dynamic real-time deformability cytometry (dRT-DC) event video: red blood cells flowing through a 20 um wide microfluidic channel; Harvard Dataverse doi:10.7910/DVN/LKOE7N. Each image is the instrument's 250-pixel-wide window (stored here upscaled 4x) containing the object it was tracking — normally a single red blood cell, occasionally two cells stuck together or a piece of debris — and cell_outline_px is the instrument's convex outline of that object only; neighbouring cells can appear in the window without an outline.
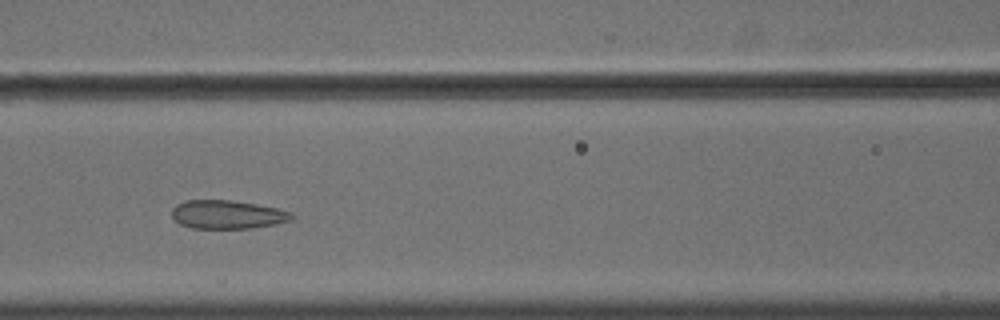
{"species": "common noctule bat (a hibernating species)", "species_latin": "Nyctalus noctula", "temperature_condition": "cold", "stored_images_in_passage": 50, "camera_frame_rate_fps": 3000, "um_per_image_px": 0.085, "animal": {"sex": "male", "body_mass_g": 18.8}, "frame": {"image": 1, "passage_image": 20, "time_ms": 6.333, "image_size_px": [1000, 320], "cell_outline_px": [[292, 220], [276, 224], [252, 228], [192, 228], [180, 224], [172, 216], [172, 208], [176, 204], [184, 200], [232, 200], [256, 204], [276, 208], [292, 212]], "centroid_in_image_um": [19.31, 18.23], "position_along_channel_um": 147.3, "area_um2": 19.94}}
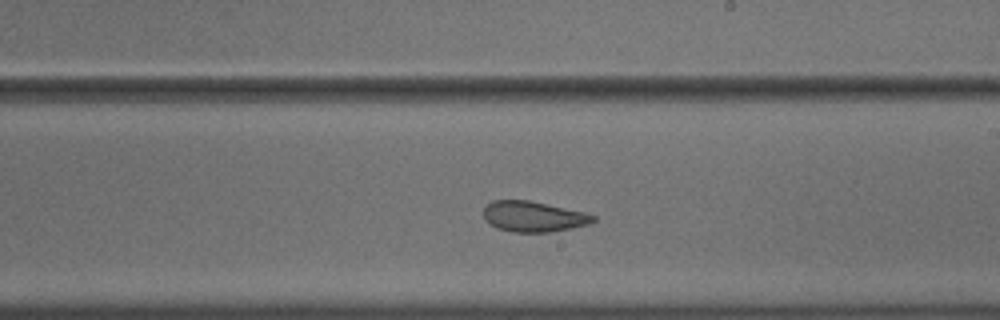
{"frame": {"image": 2, "passage_image": 28, "time_ms": 9.0, "image_size_px": [1000, 320], "cell_outline_px": [[596, 220], [588, 224], [552, 232], [512, 232], [496, 228], [484, 220], [484, 204], [492, 200], [528, 200], [584, 212], [596, 216]], "centroid_in_image_um": [45.29, 18.4], "position_along_channel_um": 243.7, "area_um2": 19.59}}
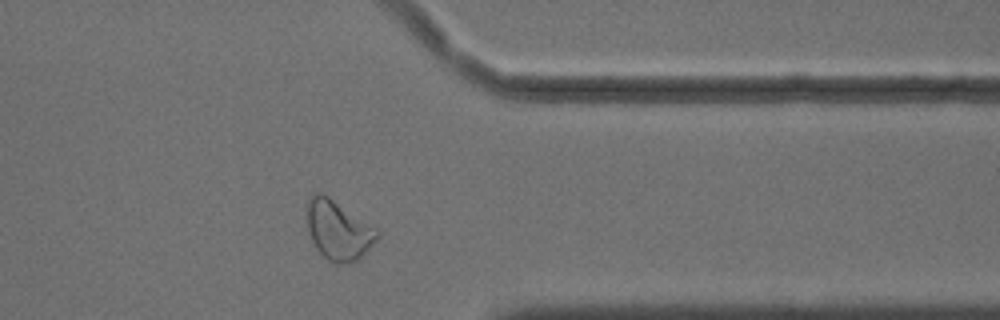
{"frame": {"image": 3, "passage_image": 40, "time_ms": 13.0, "image_size_px": [1000, 320], "cell_outline_px": [[380, 236], [356, 260], [348, 264], [332, 264], [316, 248], [308, 232], [304, 216], [308, 196], [312, 192], [324, 192], [380, 232]], "centroid_in_image_um": [28.66, 19.52], "position_along_channel_um": 382.7, "area_um2": 24.62}}